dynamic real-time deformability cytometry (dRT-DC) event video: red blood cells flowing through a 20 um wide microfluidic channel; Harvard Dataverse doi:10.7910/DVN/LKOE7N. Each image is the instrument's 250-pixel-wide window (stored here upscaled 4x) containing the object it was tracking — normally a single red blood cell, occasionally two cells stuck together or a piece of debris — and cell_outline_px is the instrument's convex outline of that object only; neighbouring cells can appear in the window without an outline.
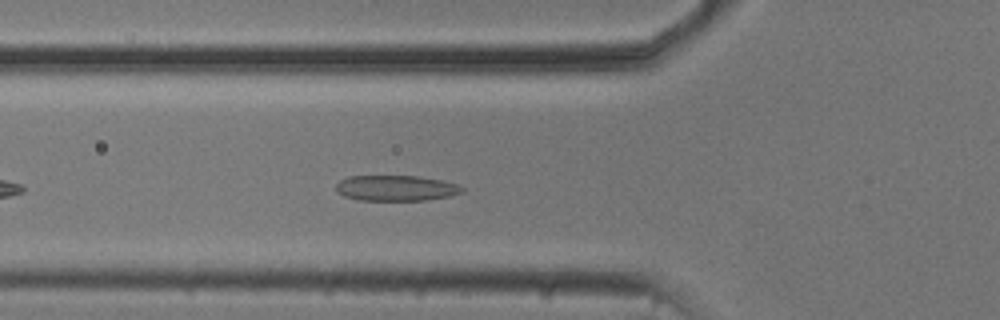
{"species": "common noctule bat (a hibernating species)", "species_latin": "Nyctalus noctula", "temperature_condition": "cold", "stored_images_in_passage": 42, "camera_frame_rate_fps": 3000, "um_per_image_px": 0.085, "animal": {"sex": "male", "body_mass_g": 20.5, "forearm_length_mm": 52.5}, "frame": {"image": 1, "passage_image": 7, "time_ms": 2.0, "image_size_px": [1000, 320], "cell_outline_px": [[464, 192], [448, 196], [428, 200], [360, 200], [344, 196], [336, 192], [336, 184], [340, 180], [348, 176], [416, 176], [440, 180], [456, 184], [464, 188]], "centroid_in_image_um": [33.63, 15.99], "position_along_channel_um": 92.2, "area_um2": 18.73}}
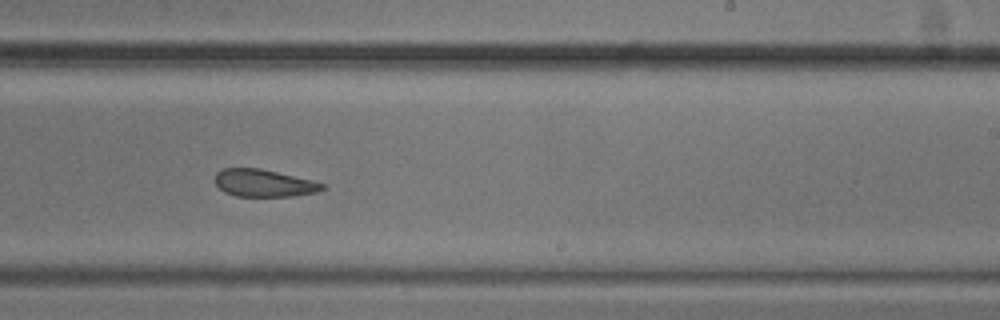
{"frame": {"image": 2, "passage_image": 21, "time_ms": 6.667, "image_size_px": [1000, 320], "cell_outline_px": [[328, 188], [316, 192], [292, 196], [236, 196], [224, 192], [216, 184], [216, 172], [220, 168], [260, 168], [312, 180], [328, 184]], "centroid_in_image_um": [22.46, 15.56], "position_along_channel_um": 266.5, "area_um2": 17.22}}
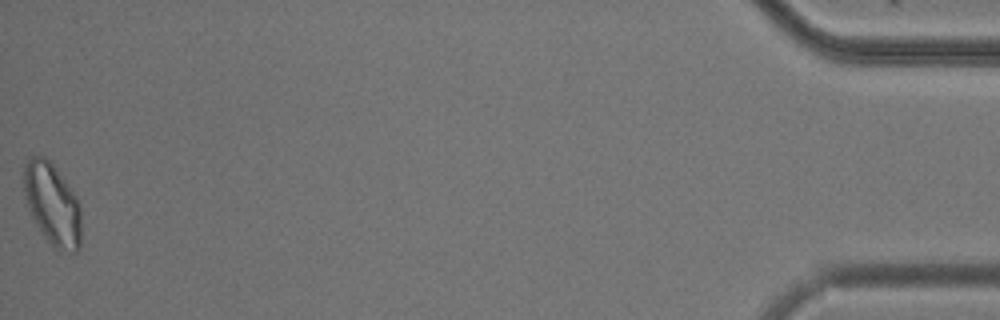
{"frame": {"image": 3, "passage_image": 42, "time_ms": 13.667, "image_size_px": [1000, 320], "cell_outline_px": [[80, 248], [76, 252], [60, 252], [52, 248], [36, 224], [28, 208], [24, 192], [24, 164], [32, 156], [44, 156], [56, 168], [76, 196], [80, 208]], "centroid_in_image_um": [4.45, 17.4], "position_along_channel_um": 430.7, "area_um2": 27.4}, "authors_computed_cell_mechanics": {"area_um2": 19.074, "velocity_mm_per_s": 3.7229, "shape_relaxation_time_tau1_ms": 3.7974, "shape_relaxation_time_tau2_ms": 2.3639, "deformation_change_tau1": 0.1094, "deformation_change_tau2": 0.0869}}